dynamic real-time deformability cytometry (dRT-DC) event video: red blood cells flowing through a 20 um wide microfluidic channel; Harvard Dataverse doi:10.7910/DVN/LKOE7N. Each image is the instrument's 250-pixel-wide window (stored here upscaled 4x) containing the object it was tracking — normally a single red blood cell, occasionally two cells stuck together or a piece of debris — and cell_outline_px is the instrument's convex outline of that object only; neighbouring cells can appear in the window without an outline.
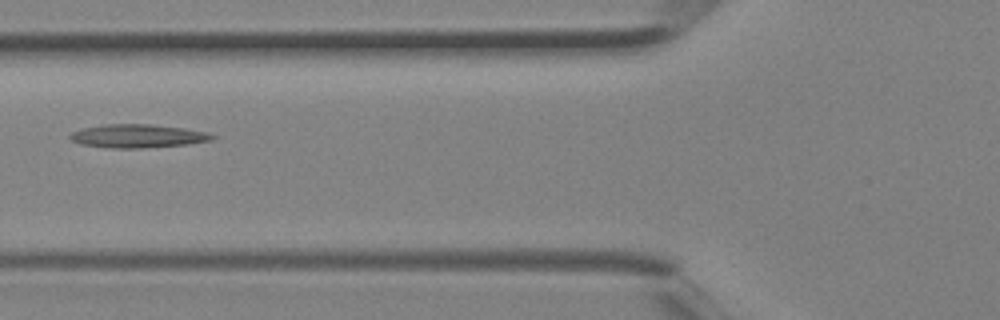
{"species": "Egyptian fruit bat (a non-hibernating species)", "species_latin": "Rousettus aegyptiacus", "temperature_condition": "room temperature", "stored_images_in_passage": 4, "camera_frame_rate_fps": 3000, "um_per_image_px": 0.085, "animal": {"sex": "female"}, "frame": {"image": 1, "passage_image": 4, "time_ms": 1.0, "image_size_px": [1000, 320], "cell_outline_px": [[216, 136], [212, 140], [188, 144], [144, 148], [108, 148], [80, 144], [72, 140], [68, 136], [72, 132], [84, 128], [104, 124], [148, 124], [184, 128], [208, 132]], "centroid_in_image_um": [11.71, 11.56], "position_along_channel_um": 114.1, "area_um2": 19.42}}